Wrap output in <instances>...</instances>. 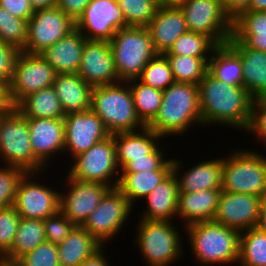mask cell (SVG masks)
I'll return each mask as SVG.
<instances>
[{
  "instance_id": "cell-30",
  "label": "cell",
  "mask_w": 266,
  "mask_h": 266,
  "mask_svg": "<svg viewBox=\"0 0 266 266\" xmlns=\"http://www.w3.org/2000/svg\"><path fill=\"white\" fill-rule=\"evenodd\" d=\"M45 241L43 220L21 217L11 250L1 259V263L13 265L20 257Z\"/></svg>"
},
{
  "instance_id": "cell-60",
  "label": "cell",
  "mask_w": 266,
  "mask_h": 266,
  "mask_svg": "<svg viewBox=\"0 0 266 266\" xmlns=\"http://www.w3.org/2000/svg\"><path fill=\"white\" fill-rule=\"evenodd\" d=\"M0 266H13V265H8V264L0 263Z\"/></svg>"
},
{
  "instance_id": "cell-5",
  "label": "cell",
  "mask_w": 266,
  "mask_h": 266,
  "mask_svg": "<svg viewBox=\"0 0 266 266\" xmlns=\"http://www.w3.org/2000/svg\"><path fill=\"white\" fill-rule=\"evenodd\" d=\"M109 44L121 81L138 78L146 64L158 54L146 27L121 28L113 35Z\"/></svg>"
},
{
  "instance_id": "cell-40",
  "label": "cell",
  "mask_w": 266,
  "mask_h": 266,
  "mask_svg": "<svg viewBox=\"0 0 266 266\" xmlns=\"http://www.w3.org/2000/svg\"><path fill=\"white\" fill-rule=\"evenodd\" d=\"M28 20L13 16L0 7V39L19 50H23L27 40Z\"/></svg>"
},
{
  "instance_id": "cell-15",
  "label": "cell",
  "mask_w": 266,
  "mask_h": 266,
  "mask_svg": "<svg viewBox=\"0 0 266 266\" xmlns=\"http://www.w3.org/2000/svg\"><path fill=\"white\" fill-rule=\"evenodd\" d=\"M125 27L117 0H91L76 21V28L87 40L109 42L117 30Z\"/></svg>"
},
{
  "instance_id": "cell-57",
  "label": "cell",
  "mask_w": 266,
  "mask_h": 266,
  "mask_svg": "<svg viewBox=\"0 0 266 266\" xmlns=\"http://www.w3.org/2000/svg\"><path fill=\"white\" fill-rule=\"evenodd\" d=\"M247 10L266 11V0H251V4Z\"/></svg>"
},
{
  "instance_id": "cell-7",
  "label": "cell",
  "mask_w": 266,
  "mask_h": 266,
  "mask_svg": "<svg viewBox=\"0 0 266 266\" xmlns=\"http://www.w3.org/2000/svg\"><path fill=\"white\" fill-rule=\"evenodd\" d=\"M0 156L5 164L37 175L45 167L33 153L26 117L15 107L0 120Z\"/></svg>"
},
{
  "instance_id": "cell-32",
  "label": "cell",
  "mask_w": 266,
  "mask_h": 266,
  "mask_svg": "<svg viewBox=\"0 0 266 266\" xmlns=\"http://www.w3.org/2000/svg\"><path fill=\"white\" fill-rule=\"evenodd\" d=\"M172 170H154L136 173H121L115 179L117 188L128 198L133 206L135 199H143L154 190Z\"/></svg>"
},
{
  "instance_id": "cell-41",
  "label": "cell",
  "mask_w": 266,
  "mask_h": 266,
  "mask_svg": "<svg viewBox=\"0 0 266 266\" xmlns=\"http://www.w3.org/2000/svg\"><path fill=\"white\" fill-rule=\"evenodd\" d=\"M26 171L17 166L6 164L0 168V209L13 206L20 179Z\"/></svg>"
},
{
  "instance_id": "cell-21",
  "label": "cell",
  "mask_w": 266,
  "mask_h": 266,
  "mask_svg": "<svg viewBox=\"0 0 266 266\" xmlns=\"http://www.w3.org/2000/svg\"><path fill=\"white\" fill-rule=\"evenodd\" d=\"M146 28L158 54L167 52L175 40L188 31L186 21L178 6L158 7L155 16Z\"/></svg>"
},
{
  "instance_id": "cell-12",
  "label": "cell",
  "mask_w": 266,
  "mask_h": 266,
  "mask_svg": "<svg viewBox=\"0 0 266 266\" xmlns=\"http://www.w3.org/2000/svg\"><path fill=\"white\" fill-rule=\"evenodd\" d=\"M132 207L128 198L117 187L111 188L82 227L101 244H105L118 234Z\"/></svg>"
},
{
  "instance_id": "cell-56",
  "label": "cell",
  "mask_w": 266,
  "mask_h": 266,
  "mask_svg": "<svg viewBox=\"0 0 266 266\" xmlns=\"http://www.w3.org/2000/svg\"><path fill=\"white\" fill-rule=\"evenodd\" d=\"M257 227L266 231V194L260 199L259 221Z\"/></svg>"
},
{
  "instance_id": "cell-37",
  "label": "cell",
  "mask_w": 266,
  "mask_h": 266,
  "mask_svg": "<svg viewBox=\"0 0 266 266\" xmlns=\"http://www.w3.org/2000/svg\"><path fill=\"white\" fill-rule=\"evenodd\" d=\"M217 47L218 45L209 36L187 31L175 40L164 55L208 57L207 53H214Z\"/></svg>"
},
{
  "instance_id": "cell-38",
  "label": "cell",
  "mask_w": 266,
  "mask_h": 266,
  "mask_svg": "<svg viewBox=\"0 0 266 266\" xmlns=\"http://www.w3.org/2000/svg\"><path fill=\"white\" fill-rule=\"evenodd\" d=\"M137 80L160 91H164L175 82L170 63L164 54H157L152 58Z\"/></svg>"
},
{
  "instance_id": "cell-35",
  "label": "cell",
  "mask_w": 266,
  "mask_h": 266,
  "mask_svg": "<svg viewBox=\"0 0 266 266\" xmlns=\"http://www.w3.org/2000/svg\"><path fill=\"white\" fill-rule=\"evenodd\" d=\"M238 263L240 266H266L265 230L253 227L241 232Z\"/></svg>"
},
{
  "instance_id": "cell-54",
  "label": "cell",
  "mask_w": 266,
  "mask_h": 266,
  "mask_svg": "<svg viewBox=\"0 0 266 266\" xmlns=\"http://www.w3.org/2000/svg\"><path fill=\"white\" fill-rule=\"evenodd\" d=\"M0 108H14L9 95V86L0 81Z\"/></svg>"
},
{
  "instance_id": "cell-44",
  "label": "cell",
  "mask_w": 266,
  "mask_h": 266,
  "mask_svg": "<svg viewBox=\"0 0 266 266\" xmlns=\"http://www.w3.org/2000/svg\"><path fill=\"white\" fill-rule=\"evenodd\" d=\"M158 146L147 158L134 159L128 162L122 169L123 173H136L154 170H172V159L164 160L162 148ZM161 149V150H160Z\"/></svg>"
},
{
  "instance_id": "cell-16",
  "label": "cell",
  "mask_w": 266,
  "mask_h": 266,
  "mask_svg": "<svg viewBox=\"0 0 266 266\" xmlns=\"http://www.w3.org/2000/svg\"><path fill=\"white\" fill-rule=\"evenodd\" d=\"M68 192H60L59 211L77 226H82L111 189L103 183L85 182L67 176ZM71 187V188H70Z\"/></svg>"
},
{
  "instance_id": "cell-27",
  "label": "cell",
  "mask_w": 266,
  "mask_h": 266,
  "mask_svg": "<svg viewBox=\"0 0 266 266\" xmlns=\"http://www.w3.org/2000/svg\"><path fill=\"white\" fill-rule=\"evenodd\" d=\"M146 212L141 219L170 221L177 217L179 189L176 175L171 172L158 186L146 197Z\"/></svg>"
},
{
  "instance_id": "cell-43",
  "label": "cell",
  "mask_w": 266,
  "mask_h": 266,
  "mask_svg": "<svg viewBox=\"0 0 266 266\" xmlns=\"http://www.w3.org/2000/svg\"><path fill=\"white\" fill-rule=\"evenodd\" d=\"M21 217L13 206L0 209V258L10 250L18 229Z\"/></svg>"
},
{
  "instance_id": "cell-33",
  "label": "cell",
  "mask_w": 266,
  "mask_h": 266,
  "mask_svg": "<svg viewBox=\"0 0 266 266\" xmlns=\"http://www.w3.org/2000/svg\"><path fill=\"white\" fill-rule=\"evenodd\" d=\"M208 72L223 83L242 85L241 59L227 44L219 45L211 54Z\"/></svg>"
},
{
  "instance_id": "cell-49",
  "label": "cell",
  "mask_w": 266,
  "mask_h": 266,
  "mask_svg": "<svg viewBox=\"0 0 266 266\" xmlns=\"http://www.w3.org/2000/svg\"><path fill=\"white\" fill-rule=\"evenodd\" d=\"M228 42H242L248 48L266 53V33H232Z\"/></svg>"
},
{
  "instance_id": "cell-50",
  "label": "cell",
  "mask_w": 266,
  "mask_h": 266,
  "mask_svg": "<svg viewBox=\"0 0 266 266\" xmlns=\"http://www.w3.org/2000/svg\"><path fill=\"white\" fill-rule=\"evenodd\" d=\"M0 7L25 20H29L34 13L29 0H0Z\"/></svg>"
},
{
  "instance_id": "cell-52",
  "label": "cell",
  "mask_w": 266,
  "mask_h": 266,
  "mask_svg": "<svg viewBox=\"0 0 266 266\" xmlns=\"http://www.w3.org/2000/svg\"><path fill=\"white\" fill-rule=\"evenodd\" d=\"M226 13L235 19L241 12L247 10L251 0H222Z\"/></svg>"
},
{
  "instance_id": "cell-34",
  "label": "cell",
  "mask_w": 266,
  "mask_h": 266,
  "mask_svg": "<svg viewBox=\"0 0 266 266\" xmlns=\"http://www.w3.org/2000/svg\"><path fill=\"white\" fill-rule=\"evenodd\" d=\"M136 79L128 80L137 116L147 127L157 116L163 97V91L152 88ZM134 83V84H133ZM137 83V84H136Z\"/></svg>"
},
{
  "instance_id": "cell-9",
  "label": "cell",
  "mask_w": 266,
  "mask_h": 266,
  "mask_svg": "<svg viewBox=\"0 0 266 266\" xmlns=\"http://www.w3.org/2000/svg\"><path fill=\"white\" fill-rule=\"evenodd\" d=\"M182 11L188 31L209 36L218 46L232 37L233 20L222 0H183Z\"/></svg>"
},
{
  "instance_id": "cell-47",
  "label": "cell",
  "mask_w": 266,
  "mask_h": 266,
  "mask_svg": "<svg viewBox=\"0 0 266 266\" xmlns=\"http://www.w3.org/2000/svg\"><path fill=\"white\" fill-rule=\"evenodd\" d=\"M21 50L0 39V81L9 85L15 71V65Z\"/></svg>"
},
{
  "instance_id": "cell-42",
  "label": "cell",
  "mask_w": 266,
  "mask_h": 266,
  "mask_svg": "<svg viewBox=\"0 0 266 266\" xmlns=\"http://www.w3.org/2000/svg\"><path fill=\"white\" fill-rule=\"evenodd\" d=\"M13 266H60L58 246L45 241L20 257Z\"/></svg>"
},
{
  "instance_id": "cell-28",
  "label": "cell",
  "mask_w": 266,
  "mask_h": 266,
  "mask_svg": "<svg viewBox=\"0 0 266 266\" xmlns=\"http://www.w3.org/2000/svg\"><path fill=\"white\" fill-rule=\"evenodd\" d=\"M141 132H119L112 134L116 145L117 162L122 169L134 159L147 158L159 145L162 136L145 127Z\"/></svg>"
},
{
  "instance_id": "cell-3",
  "label": "cell",
  "mask_w": 266,
  "mask_h": 266,
  "mask_svg": "<svg viewBox=\"0 0 266 266\" xmlns=\"http://www.w3.org/2000/svg\"><path fill=\"white\" fill-rule=\"evenodd\" d=\"M186 228L194 257L201 265L238 262L240 231L213 220L194 223Z\"/></svg>"
},
{
  "instance_id": "cell-4",
  "label": "cell",
  "mask_w": 266,
  "mask_h": 266,
  "mask_svg": "<svg viewBox=\"0 0 266 266\" xmlns=\"http://www.w3.org/2000/svg\"><path fill=\"white\" fill-rule=\"evenodd\" d=\"M90 109L101 118L111 135L146 127L137 116L127 81L93 87Z\"/></svg>"
},
{
  "instance_id": "cell-36",
  "label": "cell",
  "mask_w": 266,
  "mask_h": 266,
  "mask_svg": "<svg viewBox=\"0 0 266 266\" xmlns=\"http://www.w3.org/2000/svg\"><path fill=\"white\" fill-rule=\"evenodd\" d=\"M170 63L175 82L198 85L208 72L209 57H191L186 55H165Z\"/></svg>"
},
{
  "instance_id": "cell-19",
  "label": "cell",
  "mask_w": 266,
  "mask_h": 266,
  "mask_svg": "<svg viewBox=\"0 0 266 266\" xmlns=\"http://www.w3.org/2000/svg\"><path fill=\"white\" fill-rule=\"evenodd\" d=\"M261 197L222 191L213 221L240 232L257 227Z\"/></svg>"
},
{
  "instance_id": "cell-14",
  "label": "cell",
  "mask_w": 266,
  "mask_h": 266,
  "mask_svg": "<svg viewBox=\"0 0 266 266\" xmlns=\"http://www.w3.org/2000/svg\"><path fill=\"white\" fill-rule=\"evenodd\" d=\"M35 174L26 172L20 179L13 207L22 218L45 220L59 212L60 192L32 181Z\"/></svg>"
},
{
  "instance_id": "cell-55",
  "label": "cell",
  "mask_w": 266,
  "mask_h": 266,
  "mask_svg": "<svg viewBox=\"0 0 266 266\" xmlns=\"http://www.w3.org/2000/svg\"><path fill=\"white\" fill-rule=\"evenodd\" d=\"M34 11L40 9H49L56 6V0H29Z\"/></svg>"
},
{
  "instance_id": "cell-2",
  "label": "cell",
  "mask_w": 266,
  "mask_h": 266,
  "mask_svg": "<svg viewBox=\"0 0 266 266\" xmlns=\"http://www.w3.org/2000/svg\"><path fill=\"white\" fill-rule=\"evenodd\" d=\"M192 123L202 124L198 85L174 82L163 91L159 112L147 127L167 137L184 134Z\"/></svg>"
},
{
  "instance_id": "cell-6",
  "label": "cell",
  "mask_w": 266,
  "mask_h": 266,
  "mask_svg": "<svg viewBox=\"0 0 266 266\" xmlns=\"http://www.w3.org/2000/svg\"><path fill=\"white\" fill-rule=\"evenodd\" d=\"M239 150L223 158L221 190L262 198L266 194V156L256 151Z\"/></svg>"
},
{
  "instance_id": "cell-1",
  "label": "cell",
  "mask_w": 266,
  "mask_h": 266,
  "mask_svg": "<svg viewBox=\"0 0 266 266\" xmlns=\"http://www.w3.org/2000/svg\"><path fill=\"white\" fill-rule=\"evenodd\" d=\"M198 90L203 125L220 123L239 130L248 128L254 98L242 85L223 83L207 72L198 83Z\"/></svg>"
},
{
  "instance_id": "cell-13",
  "label": "cell",
  "mask_w": 266,
  "mask_h": 266,
  "mask_svg": "<svg viewBox=\"0 0 266 266\" xmlns=\"http://www.w3.org/2000/svg\"><path fill=\"white\" fill-rule=\"evenodd\" d=\"M57 72L40 55L21 52L9 86V95L15 107L23 98L43 88L53 86Z\"/></svg>"
},
{
  "instance_id": "cell-10",
  "label": "cell",
  "mask_w": 266,
  "mask_h": 266,
  "mask_svg": "<svg viewBox=\"0 0 266 266\" xmlns=\"http://www.w3.org/2000/svg\"><path fill=\"white\" fill-rule=\"evenodd\" d=\"M73 159L76 161L71 166L69 177L85 182L103 183L111 188L117 187L118 182L108 183L114 180V176L120 171L113 135L94 144Z\"/></svg>"
},
{
  "instance_id": "cell-25",
  "label": "cell",
  "mask_w": 266,
  "mask_h": 266,
  "mask_svg": "<svg viewBox=\"0 0 266 266\" xmlns=\"http://www.w3.org/2000/svg\"><path fill=\"white\" fill-rule=\"evenodd\" d=\"M53 88L59 98L64 115L90 109L93 87L77 73L57 74Z\"/></svg>"
},
{
  "instance_id": "cell-46",
  "label": "cell",
  "mask_w": 266,
  "mask_h": 266,
  "mask_svg": "<svg viewBox=\"0 0 266 266\" xmlns=\"http://www.w3.org/2000/svg\"><path fill=\"white\" fill-rule=\"evenodd\" d=\"M232 33H266V11L241 12L233 19Z\"/></svg>"
},
{
  "instance_id": "cell-24",
  "label": "cell",
  "mask_w": 266,
  "mask_h": 266,
  "mask_svg": "<svg viewBox=\"0 0 266 266\" xmlns=\"http://www.w3.org/2000/svg\"><path fill=\"white\" fill-rule=\"evenodd\" d=\"M86 41V37L75 28L40 55L57 74L77 73Z\"/></svg>"
},
{
  "instance_id": "cell-39",
  "label": "cell",
  "mask_w": 266,
  "mask_h": 266,
  "mask_svg": "<svg viewBox=\"0 0 266 266\" xmlns=\"http://www.w3.org/2000/svg\"><path fill=\"white\" fill-rule=\"evenodd\" d=\"M127 26L146 27L155 16V0H117Z\"/></svg>"
},
{
  "instance_id": "cell-20",
  "label": "cell",
  "mask_w": 266,
  "mask_h": 266,
  "mask_svg": "<svg viewBox=\"0 0 266 266\" xmlns=\"http://www.w3.org/2000/svg\"><path fill=\"white\" fill-rule=\"evenodd\" d=\"M30 143L34 155L47 165L51 155L64 151L65 125L63 118L45 119L26 117ZM55 153V154H54Z\"/></svg>"
},
{
  "instance_id": "cell-31",
  "label": "cell",
  "mask_w": 266,
  "mask_h": 266,
  "mask_svg": "<svg viewBox=\"0 0 266 266\" xmlns=\"http://www.w3.org/2000/svg\"><path fill=\"white\" fill-rule=\"evenodd\" d=\"M15 108L30 118L58 119L65 116L53 86L27 95Z\"/></svg>"
},
{
  "instance_id": "cell-48",
  "label": "cell",
  "mask_w": 266,
  "mask_h": 266,
  "mask_svg": "<svg viewBox=\"0 0 266 266\" xmlns=\"http://www.w3.org/2000/svg\"><path fill=\"white\" fill-rule=\"evenodd\" d=\"M245 132L256 135L266 145V98L254 99L250 123Z\"/></svg>"
},
{
  "instance_id": "cell-22",
  "label": "cell",
  "mask_w": 266,
  "mask_h": 266,
  "mask_svg": "<svg viewBox=\"0 0 266 266\" xmlns=\"http://www.w3.org/2000/svg\"><path fill=\"white\" fill-rule=\"evenodd\" d=\"M222 159H213L200 162L187 169L178 178L181 164L179 160L172 159V172L176 175L179 192H198L210 189H221L222 186Z\"/></svg>"
},
{
  "instance_id": "cell-23",
  "label": "cell",
  "mask_w": 266,
  "mask_h": 266,
  "mask_svg": "<svg viewBox=\"0 0 266 266\" xmlns=\"http://www.w3.org/2000/svg\"><path fill=\"white\" fill-rule=\"evenodd\" d=\"M241 59L242 86L254 98H266V53L246 47L242 42L226 43Z\"/></svg>"
},
{
  "instance_id": "cell-17",
  "label": "cell",
  "mask_w": 266,
  "mask_h": 266,
  "mask_svg": "<svg viewBox=\"0 0 266 266\" xmlns=\"http://www.w3.org/2000/svg\"><path fill=\"white\" fill-rule=\"evenodd\" d=\"M63 120L65 125L64 151H71L72 158L111 135L101 118L91 109L66 114Z\"/></svg>"
},
{
  "instance_id": "cell-11",
  "label": "cell",
  "mask_w": 266,
  "mask_h": 266,
  "mask_svg": "<svg viewBox=\"0 0 266 266\" xmlns=\"http://www.w3.org/2000/svg\"><path fill=\"white\" fill-rule=\"evenodd\" d=\"M76 28V22L57 6L34 11L28 20L23 52L40 54Z\"/></svg>"
},
{
  "instance_id": "cell-29",
  "label": "cell",
  "mask_w": 266,
  "mask_h": 266,
  "mask_svg": "<svg viewBox=\"0 0 266 266\" xmlns=\"http://www.w3.org/2000/svg\"><path fill=\"white\" fill-rule=\"evenodd\" d=\"M103 245L82 226H76L71 234L57 245L59 265L79 266Z\"/></svg>"
},
{
  "instance_id": "cell-26",
  "label": "cell",
  "mask_w": 266,
  "mask_h": 266,
  "mask_svg": "<svg viewBox=\"0 0 266 266\" xmlns=\"http://www.w3.org/2000/svg\"><path fill=\"white\" fill-rule=\"evenodd\" d=\"M221 192V189L179 192L177 216L184 219V226L213 220Z\"/></svg>"
},
{
  "instance_id": "cell-51",
  "label": "cell",
  "mask_w": 266,
  "mask_h": 266,
  "mask_svg": "<svg viewBox=\"0 0 266 266\" xmlns=\"http://www.w3.org/2000/svg\"><path fill=\"white\" fill-rule=\"evenodd\" d=\"M91 0H56V6L75 22L83 14Z\"/></svg>"
},
{
  "instance_id": "cell-8",
  "label": "cell",
  "mask_w": 266,
  "mask_h": 266,
  "mask_svg": "<svg viewBox=\"0 0 266 266\" xmlns=\"http://www.w3.org/2000/svg\"><path fill=\"white\" fill-rule=\"evenodd\" d=\"M137 229L136 242L148 266H168L180 257V233L172 221L142 219Z\"/></svg>"
},
{
  "instance_id": "cell-45",
  "label": "cell",
  "mask_w": 266,
  "mask_h": 266,
  "mask_svg": "<svg viewBox=\"0 0 266 266\" xmlns=\"http://www.w3.org/2000/svg\"><path fill=\"white\" fill-rule=\"evenodd\" d=\"M46 242L60 244L77 226L60 211L43 220Z\"/></svg>"
},
{
  "instance_id": "cell-58",
  "label": "cell",
  "mask_w": 266,
  "mask_h": 266,
  "mask_svg": "<svg viewBox=\"0 0 266 266\" xmlns=\"http://www.w3.org/2000/svg\"><path fill=\"white\" fill-rule=\"evenodd\" d=\"M158 7L179 6L183 0H155Z\"/></svg>"
},
{
  "instance_id": "cell-18",
  "label": "cell",
  "mask_w": 266,
  "mask_h": 266,
  "mask_svg": "<svg viewBox=\"0 0 266 266\" xmlns=\"http://www.w3.org/2000/svg\"><path fill=\"white\" fill-rule=\"evenodd\" d=\"M77 74L92 87L121 81L108 41L87 40L85 42Z\"/></svg>"
},
{
  "instance_id": "cell-59",
  "label": "cell",
  "mask_w": 266,
  "mask_h": 266,
  "mask_svg": "<svg viewBox=\"0 0 266 266\" xmlns=\"http://www.w3.org/2000/svg\"><path fill=\"white\" fill-rule=\"evenodd\" d=\"M13 108H0V120L2 119V117L10 110H12Z\"/></svg>"
},
{
  "instance_id": "cell-53",
  "label": "cell",
  "mask_w": 266,
  "mask_h": 266,
  "mask_svg": "<svg viewBox=\"0 0 266 266\" xmlns=\"http://www.w3.org/2000/svg\"><path fill=\"white\" fill-rule=\"evenodd\" d=\"M102 246L98 251H96L92 256L85 259L79 266H110L109 261L106 260Z\"/></svg>"
}]
</instances>
